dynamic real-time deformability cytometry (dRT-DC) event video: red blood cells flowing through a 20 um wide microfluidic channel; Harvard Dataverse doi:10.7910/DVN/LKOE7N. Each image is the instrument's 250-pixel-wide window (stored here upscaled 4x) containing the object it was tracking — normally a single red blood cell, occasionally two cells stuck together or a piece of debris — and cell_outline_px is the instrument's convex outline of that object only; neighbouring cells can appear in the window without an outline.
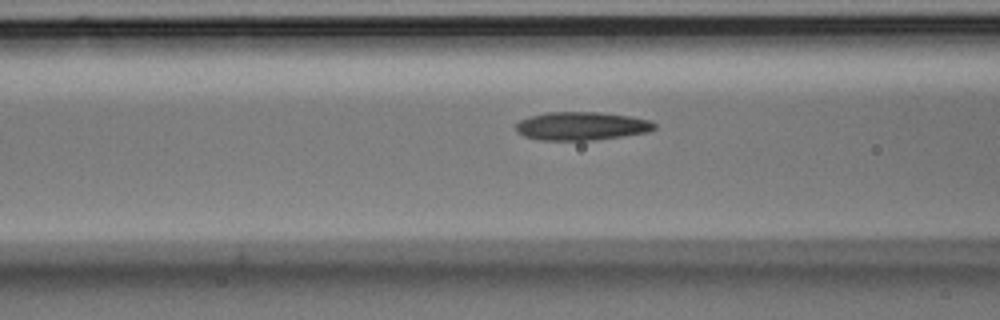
{"species": "Egyptian fruit bat (a non-hibernating species)", "species_latin": "Rousettus aegyptiacus", "temperature_condition": "room temperature", "stored_images_in_passage": 7, "camera_frame_rate_fps": 3000, "um_per_image_px": 0.085, "animal": {"sex": "male"}, "frame": {"image": 1, "passage_image": 5, "time_ms": 1.333, "image_size_px": [1000, 320], "cell_outline_px": [[656, 128], [648, 132], [592, 140], [540, 140], [524, 136], [516, 132], [516, 124], [520, 120], [528, 116], [548, 112], [600, 112], [632, 116], [652, 120], [656, 124]], "centroid_in_image_um": [49.43, 10.7], "position_along_channel_um": 117.2, "area_um2": 23.0}}